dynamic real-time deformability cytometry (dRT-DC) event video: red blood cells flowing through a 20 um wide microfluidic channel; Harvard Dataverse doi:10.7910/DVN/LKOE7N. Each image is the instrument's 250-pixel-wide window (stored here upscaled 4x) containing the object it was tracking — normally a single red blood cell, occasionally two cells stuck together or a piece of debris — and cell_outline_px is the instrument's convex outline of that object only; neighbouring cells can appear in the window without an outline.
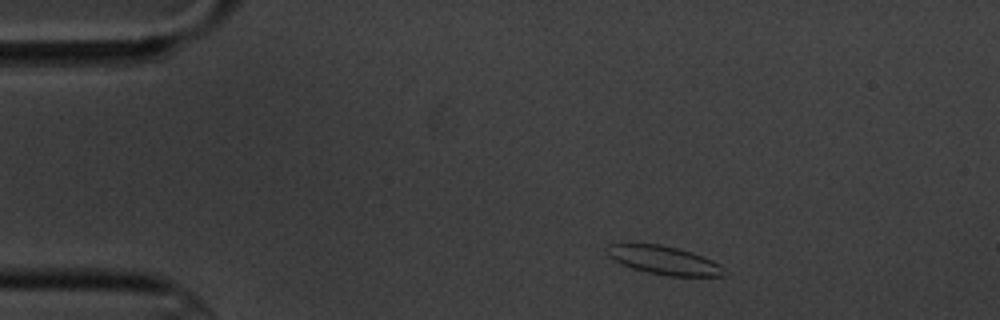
{"species": "common noctule bat (a hibernating species)", "species_latin": "Nyctalus noctula", "temperature_condition": "cold", "stored_images_in_passage": 3, "camera_frame_rate_fps": 3000, "um_per_image_px": 0.085, "animal": {"sex": "male", "body_mass_g": 20.1, "forearm_length_mm": 53.5}, "frame": {"image": 1, "passage_image": 1, "time_ms": 0.0, "image_size_px": [1000, 320], "cell_outline_px": [[724, 276], [668, 276], [648, 272], [632, 268], [608, 256], [608, 244], [660, 244], [692, 252], [712, 260], [720, 264], [724, 268]], "centroid_in_image_um": [56.48, 22.13], "position_along_channel_um": 28.5, "area_um2": 19.07}}